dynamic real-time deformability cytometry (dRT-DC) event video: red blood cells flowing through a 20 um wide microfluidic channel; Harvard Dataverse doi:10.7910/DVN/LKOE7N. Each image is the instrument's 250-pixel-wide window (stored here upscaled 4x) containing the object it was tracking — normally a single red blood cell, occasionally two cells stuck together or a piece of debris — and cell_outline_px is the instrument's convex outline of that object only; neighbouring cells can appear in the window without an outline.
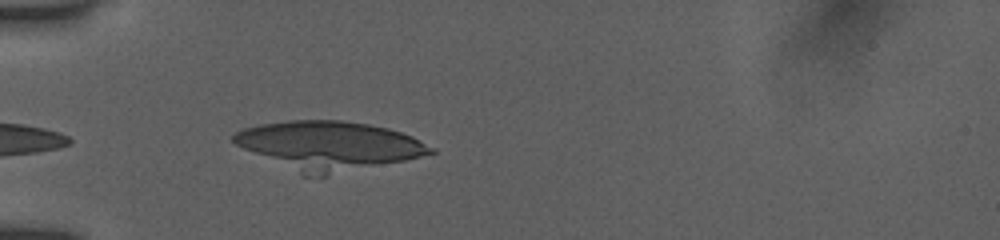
{"species": "human", "species_latin": "Homo sapiens", "temperature_condition": "room temperature", "stored_images_in_passage": 24, "camera_frame_rate_fps": 3000, "um_per_image_px": 0.085, "donor": {"sex": "female"}, "frame": {"image": 1, "passage_image": 1, "time_ms": 0.0, "image_size_px": [1000, 240], "cell_outline_px": [[436, 152], [404, 160], [324, 176], [304, 176], [244, 148], [236, 144], [232, 140], [232, 136], [236, 132], [244, 128], [260, 124], [288, 120], [340, 120], [368, 124], [388, 128], [412, 136], [436, 148]], "centroid_in_image_um": [27.97, 12.36], "position_along_channel_um": 57.0, "area_um2": 55.26}}
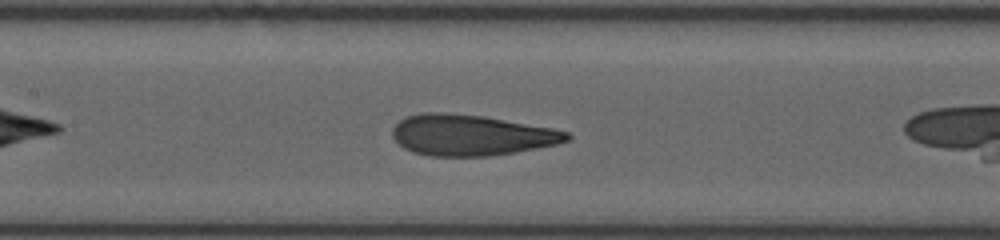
{"frame": {"image": 2, "passage_image": 7, "time_ms": 2.0, "image_size_px": [1000, 240], "cell_outline_px": [[572, 136], [568, 140], [556, 144], [516, 152], [488, 156], [432, 156], [412, 152], [404, 148], [392, 136], [392, 128], [400, 120], [408, 116], [424, 112], [440, 112], [484, 116], [552, 128], [568, 132]], "centroid_in_image_um": [40.03, 11.48], "position_along_channel_um": 167.4, "area_um2": 41.38}}
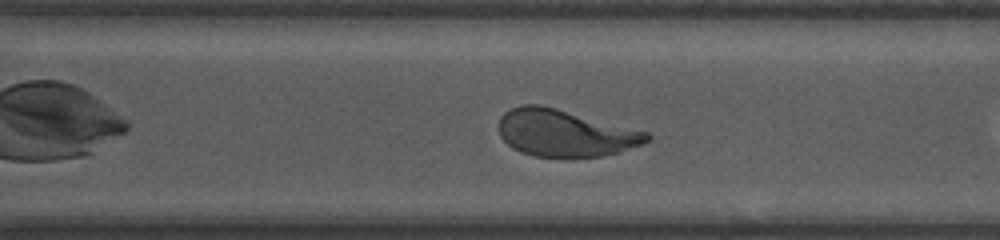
{"frame": {"image": 3, "passage_image": 19, "time_ms": 6.0, "image_size_px": [1000, 240], "cell_outline_px": [[652, 136], [648, 140], [640, 144], [620, 152], [600, 156], [532, 156], [520, 152], [512, 148], [500, 136], [500, 116], [504, 112], [520, 104], [540, 104], [556, 108], [648, 132]], "centroid_in_image_um": [47.99, 11.3], "position_along_channel_um": 322.6, "area_um2": 40.11}}